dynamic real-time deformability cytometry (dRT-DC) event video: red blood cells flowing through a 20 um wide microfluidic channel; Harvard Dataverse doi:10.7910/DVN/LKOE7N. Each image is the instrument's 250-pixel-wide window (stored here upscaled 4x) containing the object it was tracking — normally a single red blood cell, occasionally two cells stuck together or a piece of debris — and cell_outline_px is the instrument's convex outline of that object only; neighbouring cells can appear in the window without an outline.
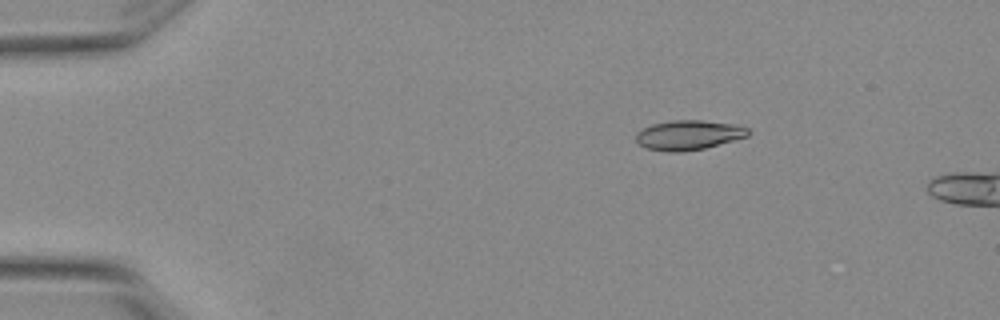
{"species": "Egyptian fruit bat (a non-hibernating species)", "species_latin": "Rousettus aegyptiacus", "temperature_condition": "warm", "stored_images_in_passage": 2, "camera_frame_rate_fps": 3000, "um_per_image_px": 0.085, "animal": {"sex": "female"}, "frame": {"image": 1, "passage_image": 1, "time_ms": 0.0, "image_size_px": [1000, 320], "cell_outline_px": [[748, 136], [704, 148], [680, 152], [668, 152], [648, 148], [640, 144], [636, 140], [636, 132], [652, 124], [672, 120], [700, 120], [732, 124], [748, 128]], "centroid_in_image_um": [58.5, 11.47], "position_along_channel_um": 26.5, "area_um2": 19.07}}